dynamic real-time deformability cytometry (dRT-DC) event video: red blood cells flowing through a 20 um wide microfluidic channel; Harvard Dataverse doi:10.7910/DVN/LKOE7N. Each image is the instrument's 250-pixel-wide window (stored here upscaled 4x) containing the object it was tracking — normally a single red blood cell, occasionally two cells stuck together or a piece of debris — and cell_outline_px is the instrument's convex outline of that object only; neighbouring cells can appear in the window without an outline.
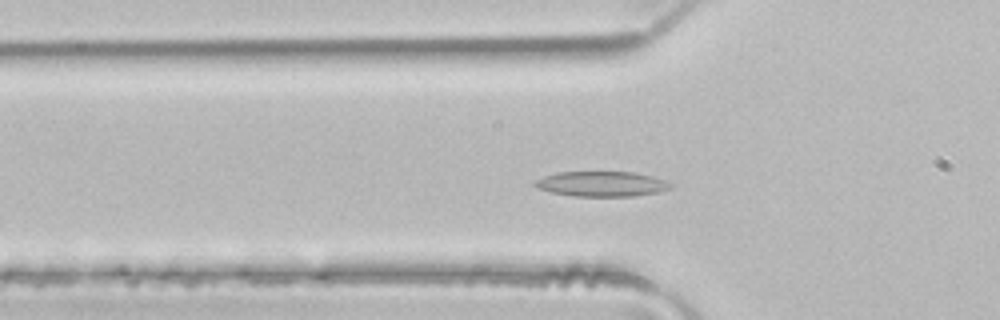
{"species": "common noctule bat (a hibernating species)", "species_latin": "Nyctalus noctula", "temperature_condition": "room temperature", "stored_images_in_passage": 44, "camera_frame_rate_fps": 3000, "um_per_image_px": 0.085, "animal": {"sex": "male", "body_mass_g": 21.5, "forearm_length_mm": 52.0}, "frame": {"image": 1, "passage_image": 10, "time_ms": 3.0, "image_size_px": [1000, 320], "cell_outline_px": [[672, 188], [660, 192], [632, 196], [572, 196], [552, 192], [536, 188], [532, 184], [536, 180], [544, 176], [560, 172], [632, 172], [652, 176], [664, 180], [672, 184]], "centroid_in_image_um": [51.14, 15.64], "position_along_channel_um": 74.7, "area_um2": 19.83}}
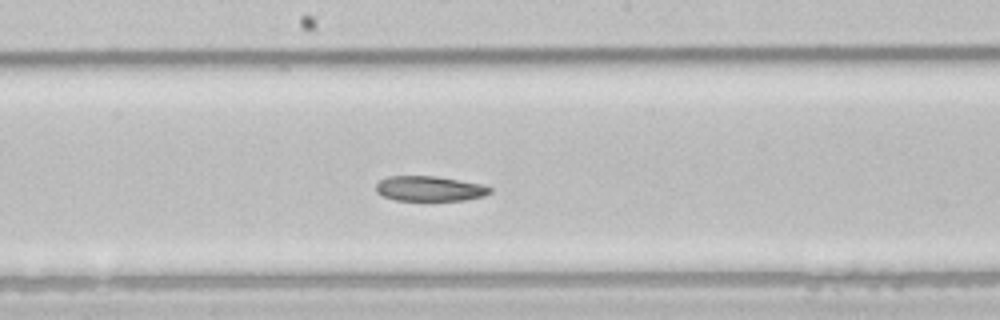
{"frame": {"image": 2, "passage_image": 20, "time_ms": 6.333, "image_size_px": [1000, 320], "cell_outline_px": [[492, 192], [484, 196], [464, 200], [396, 200], [384, 196], [376, 192], [376, 184], [380, 180], [388, 176], [436, 176], [480, 184], [492, 188]], "centroid_in_image_um": [36.51, 16.03], "position_along_channel_um": 211.7, "area_um2": 16.53}}
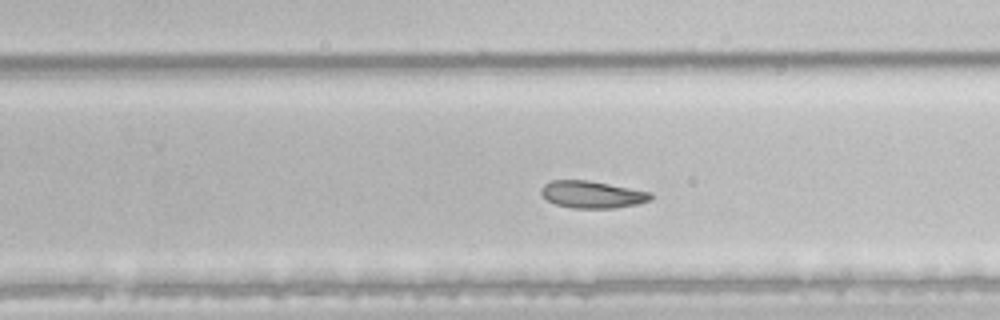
{"frame": {"image": 3, "passage_image": 25, "time_ms": 8.0, "image_size_px": [1000, 320], "cell_outline_px": [[652, 200], [636, 204], [616, 208], [572, 208], [556, 204], [548, 200], [540, 192], [540, 188], [544, 184], [552, 180], [588, 180], [652, 192]], "centroid_in_image_um": [50.34, 16.53], "position_along_channel_um": 279.5, "area_um2": 17.34}}